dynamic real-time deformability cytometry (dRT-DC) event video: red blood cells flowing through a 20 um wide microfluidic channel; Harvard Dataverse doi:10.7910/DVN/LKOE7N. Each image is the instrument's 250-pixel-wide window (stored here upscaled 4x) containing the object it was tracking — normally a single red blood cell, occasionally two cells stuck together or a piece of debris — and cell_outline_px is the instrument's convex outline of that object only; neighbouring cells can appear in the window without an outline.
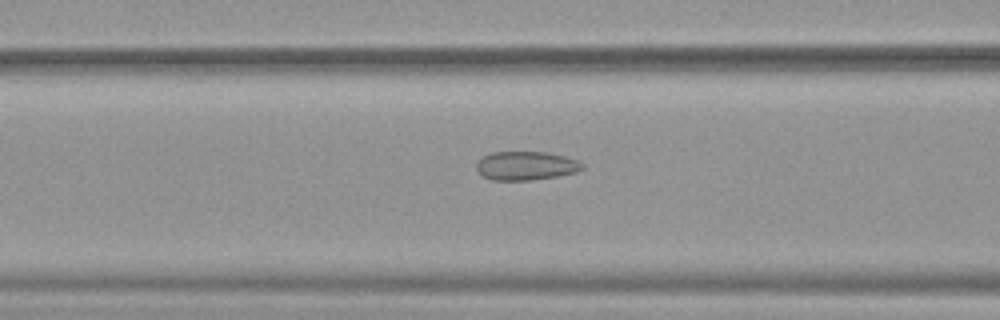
{"species": "common noctule bat (a hibernating species)", "species_latin": "Nyctalus noctula", "temperature_condition": "warm", "stored_images_in_passage": 51, "camera_frame_rate_fps": 3000, "um_per_image_px": 0.085, "animal": {"sex": "female", "body_mass_g": 19.9}, "frame": {"image": 1, "passage_image": 19, "time_ms": 6.0, "image_size_px": [1000, 320], "cell_outline_px": [[584, 168], [576, 172], [556, 176], [532, 180], [492, 180], [484, 176], [476, 168], [476, 164], [484, 156], [492, 152], [544, 152], [564, 156], [580, 160], [584, 164]], "centroid_in_image_um": [44.74, 14.08], "position_along_channel_um": 121.9, "area_um2": 17.63}}
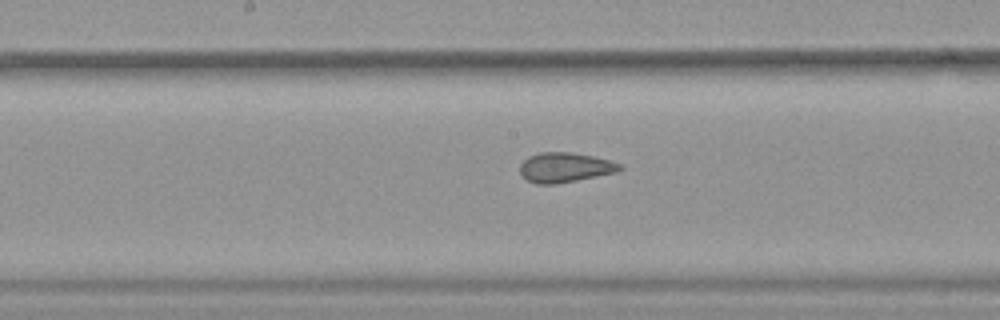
{"frame": {"image": 2, "passage_image": 25, "time_ms": 8.0, "image_size_px": [1000, 320], "cell_outline_px": [[624, 168], [616, 172], [556, 184], [536, 184], [528, 180], [520, 172], [520, 164], [528, 156], [540, 152], [572, 152], [592, 156], [608, 160], [620, 164]], "centroid_in_image_um": [48.0, 14.22], "position_along_channel_um": 200.2, "area_um2": 17.17}}
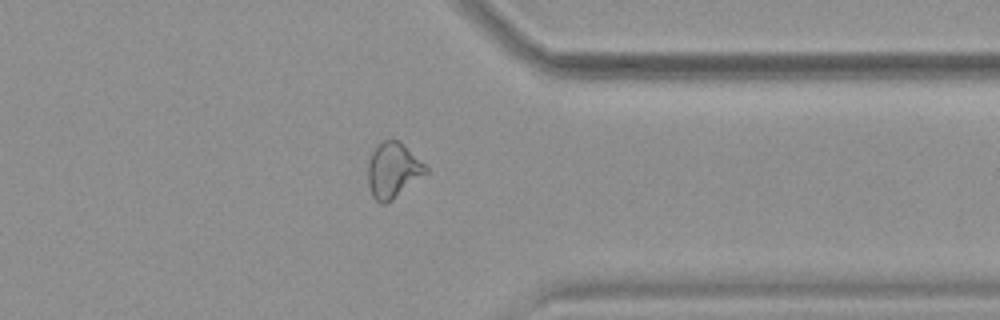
{"frame": {"image": 3, "passage_image": 39, "time_ms": 12.667, "image_size_px": [1000, 320], "cell_outline_px": [[428, 172], [392, 200], [384, 204], [380, 204], [372, 196], [368, 184], [368, 160], [376, 144], [384, 140], [400, 140], [428, 168]], "centroid_in_image_um": [33.38, 14.46], "position_along_channel_um": 378.0, "area_um2": 18.67}}